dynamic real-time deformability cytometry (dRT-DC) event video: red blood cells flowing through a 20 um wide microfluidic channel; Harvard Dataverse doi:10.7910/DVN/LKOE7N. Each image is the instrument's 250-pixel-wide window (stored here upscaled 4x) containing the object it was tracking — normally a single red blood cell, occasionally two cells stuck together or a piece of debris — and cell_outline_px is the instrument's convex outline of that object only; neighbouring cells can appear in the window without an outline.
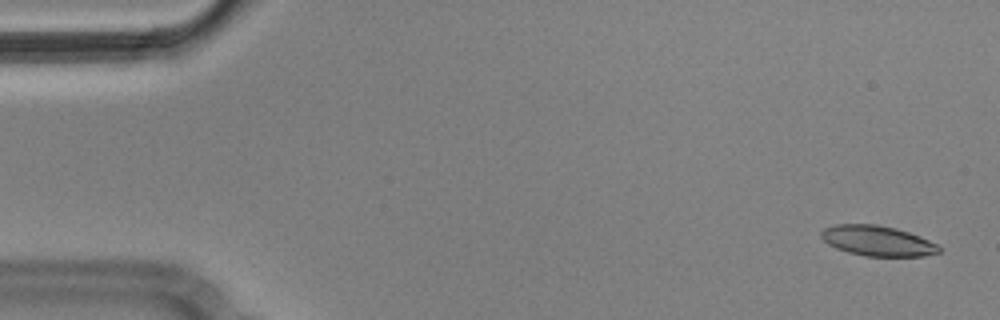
{"species": "Egyptian fruit bat (a non-hibernating species)", "species_latin": "Rousettus aegyptiacus", "temperature_condition": "cold", "stored_images_in_passage": 5, "camera_frame_rate_fps": 3000, "um_per_image_px": 0.085, "animal": {"sex": "male"}, "frame": {"image": 1, "passage_image": 1, "time_ms": 0.0, "image_size_px": [1000, 320], "cell_outline_px": [[940, 252], [924, 256], [864, 256], [848, 252], [836, 248], [828, 244], [820, 236], [820, 232], [824, 228], [836, 224], [876, 224], [896, 228], [908, 232], [928, 240], [936, 244], [940, 248]], "centroid_in_image_um": [74.55, 20.47], "position_along_channel_um": 10.4, "area_um2": 20.69}}
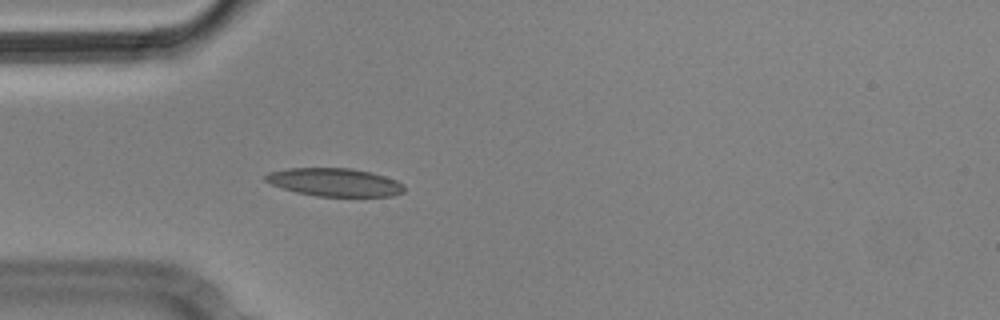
{"frame": {"image": 2, "passage_image": 5, "time_ms": 1.333, "image_size_px": [1000, 320], "cell_outline_px": [[404, 192], [392, 196], [316, 196], [296, 192], [272, 184], [264, 180], [264, 176], [268, 172], [288, 168], [352, 168], [372, 172], [396, 180], [404, 184]], "centroid_in_image_um": [28.46, 15.48], "position_along_channel_um": 56.5, "area_um2": 22.72}}